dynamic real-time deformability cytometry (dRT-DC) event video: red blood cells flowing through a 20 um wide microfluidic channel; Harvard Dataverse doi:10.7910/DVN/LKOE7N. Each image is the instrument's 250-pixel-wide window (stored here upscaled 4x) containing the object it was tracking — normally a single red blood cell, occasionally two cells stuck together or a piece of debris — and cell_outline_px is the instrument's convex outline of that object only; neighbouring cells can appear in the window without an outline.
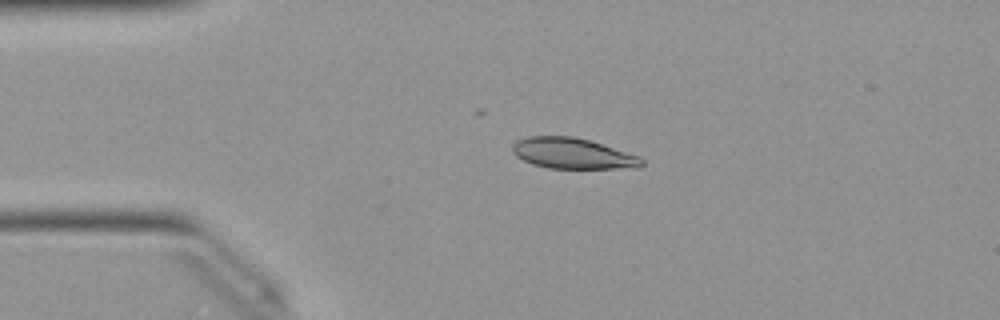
{"species": "Egyptian fruit bat (a non-hibernating species)", "species_latin": "Rousettus aegyptiacus", "temperature_condition": "warm", "stored_images_in_passage": 20, "camera_frame_rate_fps": 3000, "um_per_image_px": 0.085, "animal": {"sex": "female"}, "frame": {"image": 1, "passage_image": 10, "time_ms": 3.0, "image_size_px": [1000, 320], "cell_outline_px": [[644, 164], [640, 168], [548, 168], [532, 164], [516, 156], [512, 152], [512, 144], [516, 140], [528, 136], [572, 136], [588, 140], [640, 156], [644, 160]], "centroid_in_image_um": [48.67, 13.04], "position_along_channel_um": 36.3, "area_um2": 23.18}}
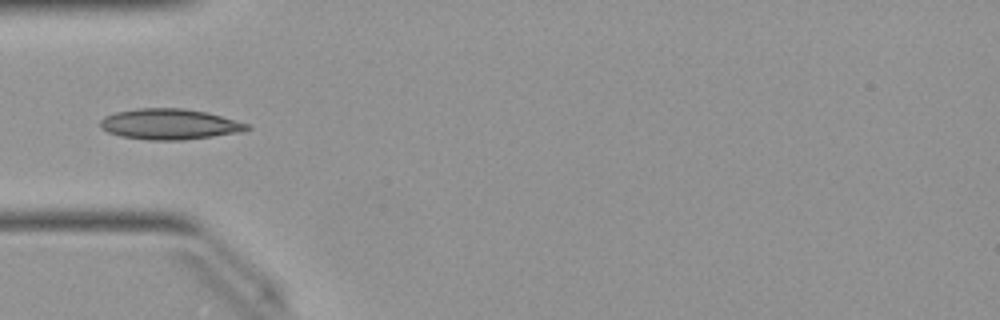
{"frame": {"image": 2, "passage_image": 15, "time_ms": 4.667, "image_size_px": [1000, 320], "cell_outline_px": [[252, 128], [244, 132], [184, 140], [148, 140], [120, 136], [108, 132], [100, 128], [100, 120], [104, 116], [116, 112], [136, 108], [180, 108], [208, 112], [248, 124]], "centroid_in_image_um": [14.41, 10.56], "position_along_channel_um": 70.6, "area_um2": 26.41}}
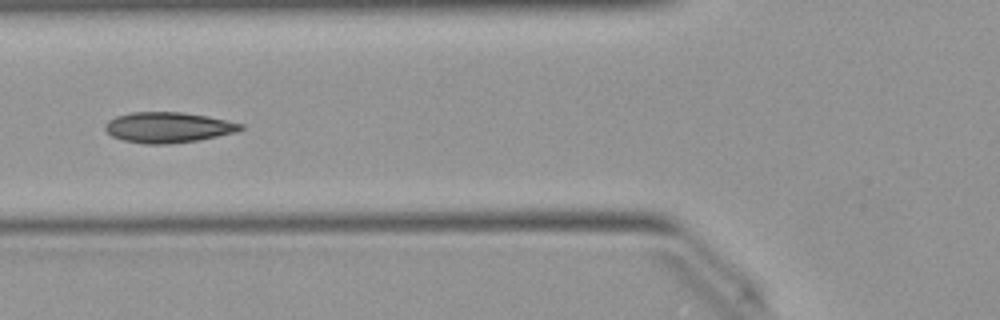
{"frame": {"image": 3, "passage_image": 18, "time_ms": 5.667, "image_size_px": [1000, 320], "cell_outline_px": [[244, 128], [236, 132], [196, 140], [168, 144], [144, 144], [124, 140], [112, 136], [104, 128], [104, 124], [108, 120], [116, 116], [132, 112], [180, 112], [208, 116], [244, 124]], "centroid_in_image_um": [14.27, 10.82], "position_along_channel_um": 111.5, "area_um2": 23.99}}